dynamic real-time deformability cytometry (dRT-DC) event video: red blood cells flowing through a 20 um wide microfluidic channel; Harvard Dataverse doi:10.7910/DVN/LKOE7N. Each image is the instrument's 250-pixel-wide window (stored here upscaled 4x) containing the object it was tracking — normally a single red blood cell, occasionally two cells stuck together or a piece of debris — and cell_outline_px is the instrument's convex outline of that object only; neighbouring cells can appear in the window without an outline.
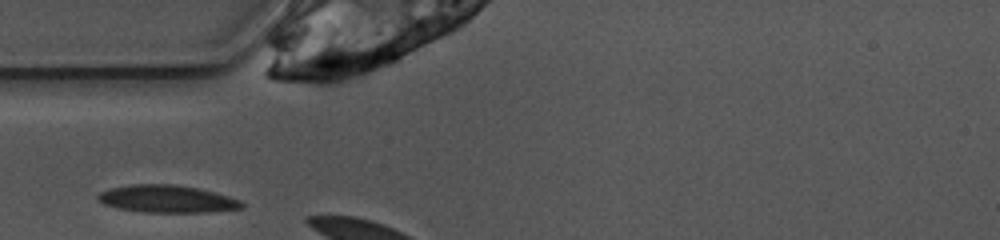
{"species": "common noctule bat (a hibernating species)", "species_latin": "Nyctalus noctula", "temperature_condition": "warm", "stored_images_in_passage": 2, "camera_frame_rate_fps": 3000, "um_per_image_px": 0.085, "animal": {"sex": "female", "body_mass_g": 10.0, "forearm_length_mm": 53.1}, "frame": {"image": 1, "passage_image": 1, "time_ms": 0.0, "image_size_px": [1000, 240], "cell_outline_px": [[244, 208], [208, 212], [144, 212], [116, 208], [104, 204], [96, 196], [100, 192], [108, 188], [132, 184], [172, 184], [196, 188], [228, 196], [240, 200], [244, 204]], "centroid_in_image_um": [14.17, 16.91], "position_along_channel_um": 70.8, "area_um2": 22.89}}